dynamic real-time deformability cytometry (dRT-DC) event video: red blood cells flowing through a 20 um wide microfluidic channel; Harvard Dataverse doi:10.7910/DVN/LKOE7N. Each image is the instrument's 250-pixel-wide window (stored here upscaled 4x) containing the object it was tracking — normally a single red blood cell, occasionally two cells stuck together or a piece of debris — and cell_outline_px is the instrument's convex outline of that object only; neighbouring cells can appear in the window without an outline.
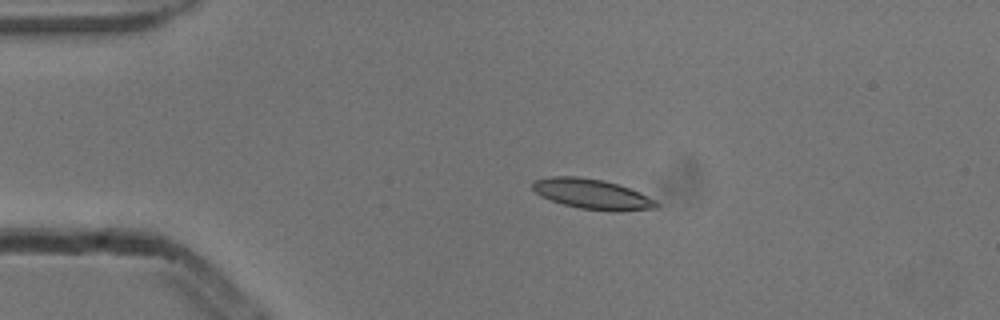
{"species": "common noctule bat (a hibernating species)", "species_latin": "Nyctalus noctula", "temperature_condition": "cold", "stored_images_in_passage": 4, "camera_frame_rate_fps": 3000, "um_per_image_px": 0.085, "animal": {"sex": "male", "body_mass_g": 13.3}, "frame": {"image": 1, "passage_image": 2, "time_ms": 0.333, "image_size_px": [1000, 320], "cell_outline_px": [[660, 208], [616, 212], [612, 212], [580, 208], [564, 204], [540, 196], [532, 188], [532, 180], [552, 176], [576, 176], [604, 180], [640, 192], [656, 200], [660, 204]], "centroid_in_image_um": [50.37, 16.5], "position_along_channel_um": 34.6, "area_um2": 21.91}}